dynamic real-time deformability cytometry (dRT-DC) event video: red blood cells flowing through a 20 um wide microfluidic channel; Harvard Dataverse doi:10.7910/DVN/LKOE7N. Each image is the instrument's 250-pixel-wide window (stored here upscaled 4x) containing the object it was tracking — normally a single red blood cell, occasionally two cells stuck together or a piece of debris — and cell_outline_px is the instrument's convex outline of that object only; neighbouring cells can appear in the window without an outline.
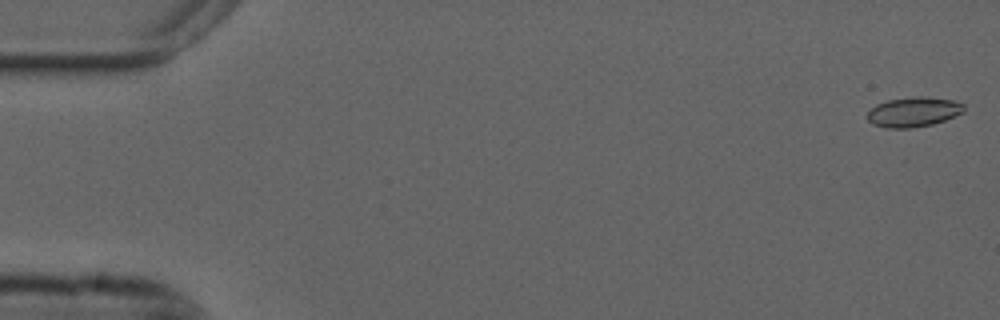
{"species": "common noctule bat (a hibernating species)", "species_latin": "Nyctalus noctula", "temperature_condition": "cold", "stored_images_in_passage": 55, "camera_frame_rate_fps": 3000, "um_per_image_px": 0.085, "animal": {"sex": "male", "forearm_length_mm": 52.5}, "frame": {"image": 1, "passage_image": 1, "time_ms": 0.0, "image_size_px": [1000, 320], "cell_outline_px": [[964, 112], [944, 120], [932, 124], [912, 128], [888, 128], [872, 124], [864, 116], [876, 104], [888, 100], [912, 96], [924, 96], [952, 100], [964, 104]], "centroid_in_image_um": [77.62, 9.51], "position_along_channel_um": 7.4, "area_um2": 16.88}}
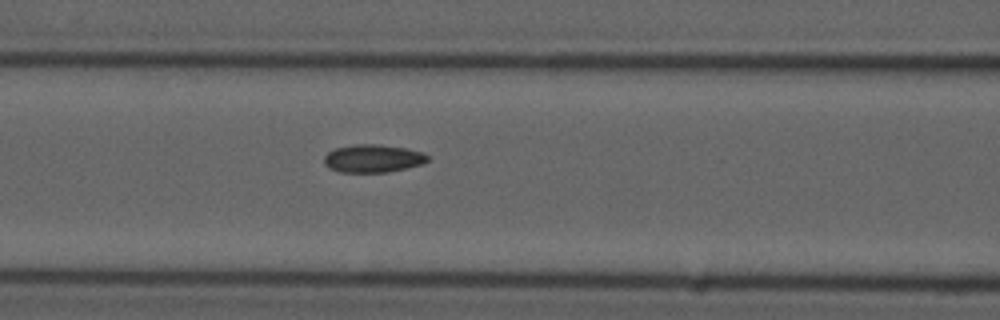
{"frame": {"image": 2, "passage_image": 23, "time_ms": 7.333, "image_size_px": [1000, 320], "cell_outline_px": [[428, 160], [420, 164], [388, 172], [340, 172], [328, 168], [324, 164], [324, 156], [328, 152], [336, 148], [356, 144], [380, 144], [408, 148], [424, 152], [428, 156]], "centroid_in_image_um": [31.68, 13.46], "position_along_channel_um": 134.9, "area_um2": 16.88}}
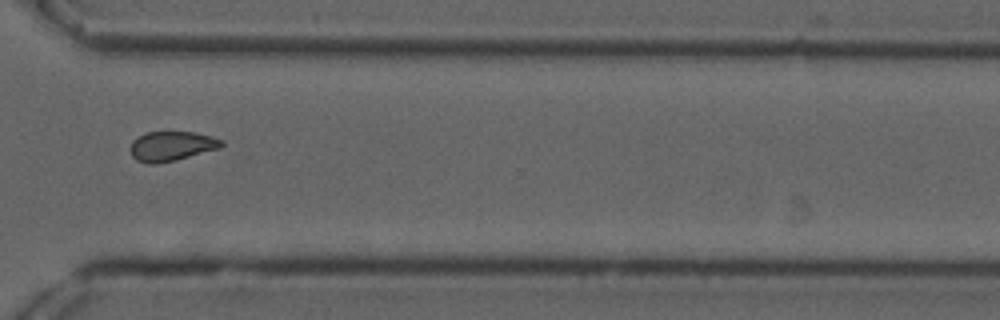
{"frame": {"image": 3, "passage_image": 41, "time_ms": 13.333, "image_size_px": [1000, 320], "cell_outline_px": [[224, 144], [220, 148], [176, 160], [156, 164], [148, 164], [136, 160], [132, 156], [128, 148], [132, 140], [148, 132], [192, 132], [212, 136], [224, 140]], "centroid_in_image_um": [14.57, 12.43], "position_along_channel_um": 356.0, "area_um2": 15.9}, "authors_computed_cell_mechanics": {"area_um2": 16.4152, "velocity_mm_per_s": 3.6865, "shape_relaxation_time_tau1_ms": null, "shape_relaxation_time_tau2_ms": 3.3924, "deformation_change_tau1": null, "deformation_change_tau2": 0.0893}}